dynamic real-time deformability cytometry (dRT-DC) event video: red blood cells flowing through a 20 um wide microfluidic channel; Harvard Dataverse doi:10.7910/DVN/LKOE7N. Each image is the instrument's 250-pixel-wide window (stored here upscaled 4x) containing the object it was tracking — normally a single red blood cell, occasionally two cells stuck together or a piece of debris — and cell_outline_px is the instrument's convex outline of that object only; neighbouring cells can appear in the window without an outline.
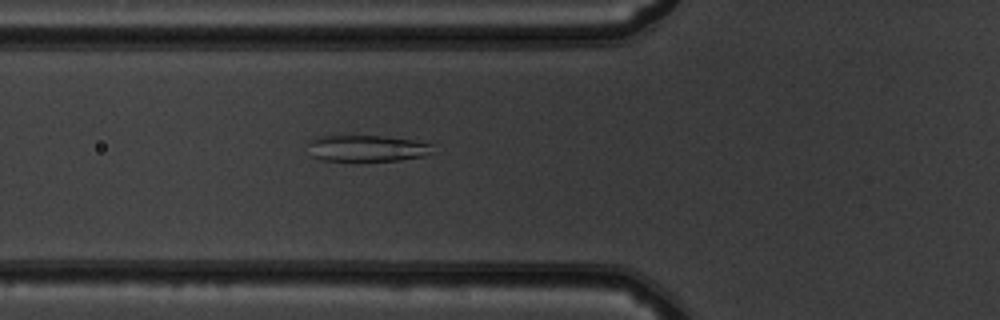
{"species": "common noctule bat (a hibernating species)", "species_latin": "Nyctalus noctula", "temperature_condition": "warm", "stored_images_in_passage": 51, "camera_frame_rate_fps": 3000, "um_per_image_px": 0.085, "animal": {"sex": "male", "body_mass_g": 19.5, "forearm_length_mm": 54.6}, "frame": {"image": 1, "passage_image": 19, "time_ms": 6.0, "image_size_px": [1000, 320], "cell_outline_px": [[432, 144], [428, 152], [424, 156], [400, 160], [320, 160], [312, 156], [308, 144], [316, 136], [384, 136], [412, 140]], "centroid_in_image_um": [31.14, 12.6], "position_along_channel_um": 94.7, "area_um2": 18.73}}
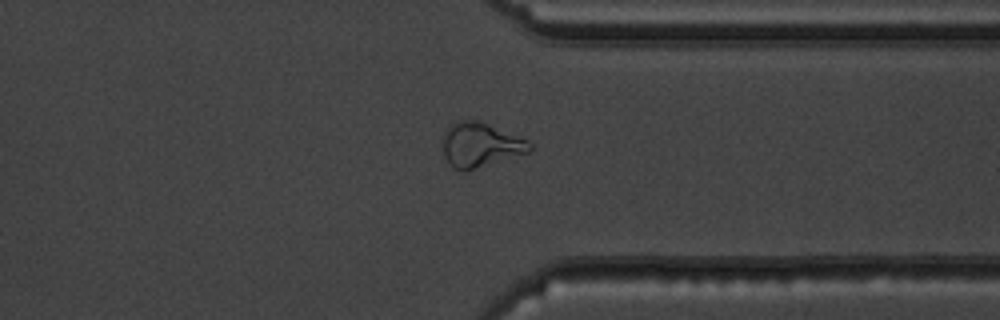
{"frame": {"image": 2, "passage_image": 40, "time_ms": 13.0, "image_size_px": [1000, 320], "cell_outline_px": [[532, 148], [528, 152], [464, 172], [456, 168], [444, 156], [444, 136], [448, 128], [456, 120], [476, 120], [528, 140], [532, 144]], "centroid_in_image_um": [40.84, 12.31], "position_along_channel_um": 370.6, "area_um2": 21.85}}
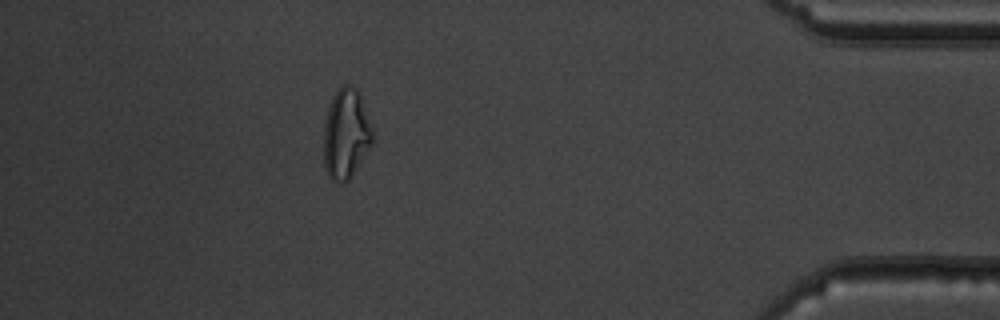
{"frame": {"image": 3, "passage_image": 46, "time_ms": 15.0, "image_size_px": [1000, 320], "cell_outline_px": [[372, 144], [352, 176], [344, 184], [336, 184], [328, 176], [324, 168], [324, 124], [328, 108], [332, 96], [340, 84], [348, 84], [356, 88], [360, 92], [372, 128]], "centroid_in_image_um": [29.4, 11.38], "position_along_channel_um": 405.8, "area_um2": 26.07}, "authors_computed_cell_mechanics": {"area_um2": 24.1026, "velocity_mm_per_s": 3.9496, "shape_relaxation_time_tau1_ms": null, "shape_relaxation_time_tau2_ms": 1.7334, "deformation_change_tau1": null, "deformation_change_tau2": 0.0823}}